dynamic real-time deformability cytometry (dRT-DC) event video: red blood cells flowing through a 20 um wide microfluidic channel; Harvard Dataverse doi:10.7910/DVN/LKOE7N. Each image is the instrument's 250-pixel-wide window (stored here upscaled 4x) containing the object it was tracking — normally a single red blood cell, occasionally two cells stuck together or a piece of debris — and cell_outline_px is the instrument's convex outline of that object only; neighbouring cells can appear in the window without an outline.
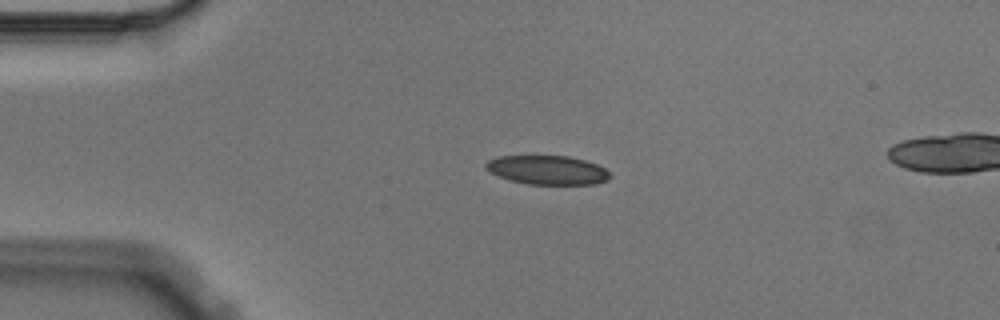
{"species": "Egyptian fruit bat (a non-hibernating species)", "species_latin": "Rousettus aegyptiacus", "temperature_condition": "cold", "stored_images_in_passage": 5, "camera_frame_rate_fps": 3000, "um_per_image_px": 0.085, "animal": {"sex": "male"}, "frame": {"image": 1, "passage_image": 3, "time_ms": 0.667, "image_size_px": [1000, 320], "cell_outline_px": [[612, 176], [608, 180], [596, 184], [528, 184], [508, 180], [488, 172], [484, 168], [484, 164], [488, 160], [496, 156], [568, 156], [584, 160], [596, 164], [604, 168]], "centroid_in_image_um": [46.48, 14.45], "position_along_channel_um": 38.5, "area_um2": 21.15}}